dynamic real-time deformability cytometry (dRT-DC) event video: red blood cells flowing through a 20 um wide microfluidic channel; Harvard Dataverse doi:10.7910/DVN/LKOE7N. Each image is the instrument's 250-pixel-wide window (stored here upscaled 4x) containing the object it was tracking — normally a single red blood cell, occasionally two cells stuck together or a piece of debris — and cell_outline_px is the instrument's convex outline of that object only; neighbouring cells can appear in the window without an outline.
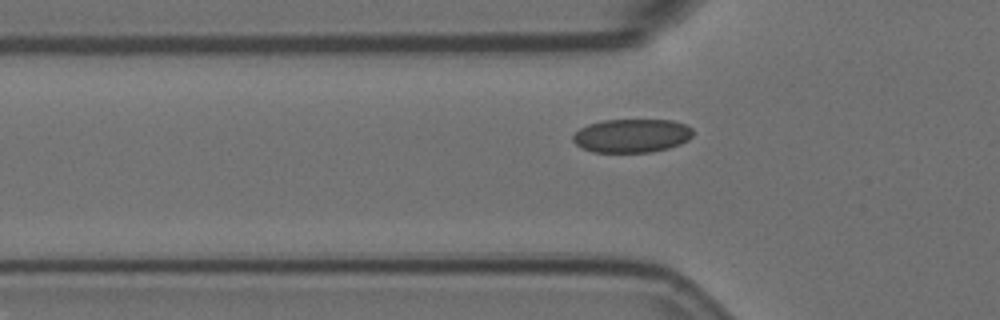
{"species": "Egyptian fruit bat (a non-hibernating species)", "species_latin": "Rousettus aegyptiacus", "temperature_condition": "room temperature", "stored_images_in_passage": 37, "camera_frame_rate_fps": 3000, "um_per_image_px": 0.085, "animal": {"sex": "female"}, "frame": {"image": 1, "passage_image": 6, "time_ms": 1.667, "image_size_px": [1000, 320], "cell_outline_px": [[692, 136], [688, 140], [680, 144], [668, 148], [652, 152], [592, 152], [580, 148], [572, 140], [572, 136], [580, 128], [588, 124], [604, 120], [672, 120], [684, 124], [692, 128]], "centroid_in_image_um": [53.68, 11.54], "position_along_channel_um": 72.1, "area_um2": 23.58}}
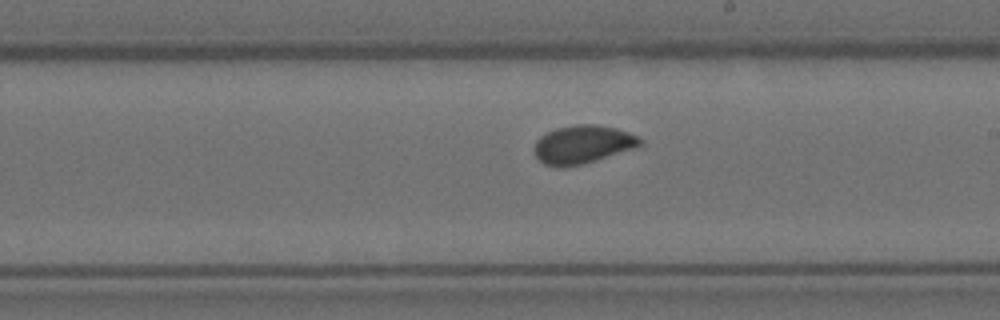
{"frame": {"image": 2, "passage_image": 20, "time_ms": 6.333, "image_size_px": [1000, 320], "cell_outline_px": [[644, 144], [632, 148], [580, 164], [544, 164], [536, 156], [532, 148], [536, 140], [540, 136], [556, 128], [576, 124], [596, 124], [616, 128], [640, 136], [644, 140]], "centroid_in_image_um": [49.54, 12.21], "position_along_channel_um": 239.5, "area_um2": 22.95}}
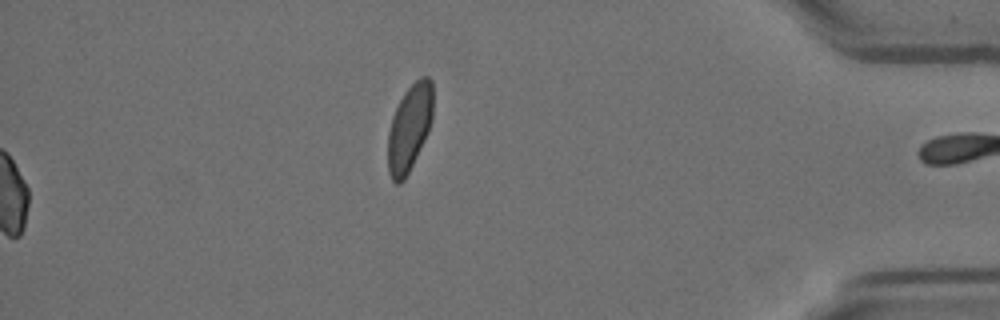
{"frame": {"image": 3, "passage_image": 37, "time_ms": 12.0, "image_size_px": [1000, 320], "cell_outline_px": [[432, 120], [428, 132], [404, 180], [400, 184], [396, 184], [392, 180], [388, 172], [388, 132], [392, 116], [404, 92], [420, 76], [428, 76], [432, 80]], "centroid_in_image_um": [34.79, 10.85], "position_along_channel_um": 400.4, "area_um2": 22.66}, "authors_computed_cell_mechanics": {"area_um2": 23.1778, "velocity_mm_per_s": 3.5697, "shape_relaxation_time_tau1_ms": 4.3702, "shape_relaxation_time_tau2_ms": null, "deformation_change_tau1": 0.0957, "deformation_change_tau2": null}}